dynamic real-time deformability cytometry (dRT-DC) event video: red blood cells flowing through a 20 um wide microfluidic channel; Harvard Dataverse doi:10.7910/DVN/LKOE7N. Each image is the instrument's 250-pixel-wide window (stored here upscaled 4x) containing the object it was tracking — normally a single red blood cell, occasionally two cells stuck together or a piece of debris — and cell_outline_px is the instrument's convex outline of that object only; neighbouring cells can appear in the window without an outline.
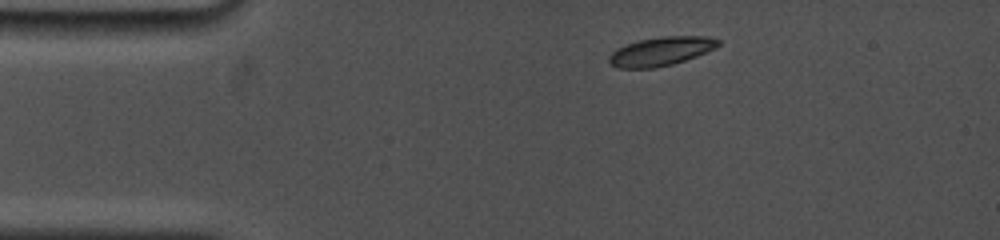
{"species": "common noctule bat (a hibernating species)", "species_latin": "Nyctalus noctula", "temperature_condition": "cold", "stored_images_in_passage": 70, "camera_frame_rate_fps": 5000, "um_per_image_px": 0.085, "animal": {"sex": "female", "body_mass_g": 19.0, "forearm_length_mm": 53.3}, "frame": {"image": 1, "passage_image": 1, "time_ms": 0.0, "image_size_px": [1000, 240], "cell_outline_px": [[720, 44], [716, 48], [696, 56], [672, 64], [656, 68], [616, 68], [608, 60], [608, 56], [616, 48], [640, 40], [664, 36], [708, 36], [720, 40]], "centroid_in_image_um": [56.19, 4.36], "position_along_channel_um": 28.8, "area_um2": 18.26}}
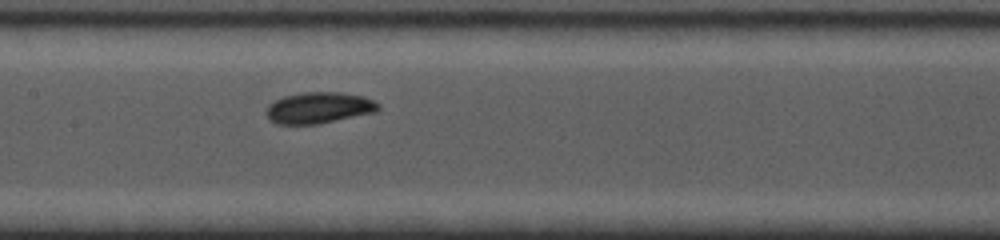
{"frame": {"image": 2, "passage_image": 30, "time_ms": 5.4, "image_size_px": [1000, 240], "cell_outline_px": [[380, 108], [376, 112], [320, 124], [276, 124], [268, 120], [268, 104], [284, 96], [304, 92], [340, 92], [364, 96], [380, 104]], "centroid_in_image_um": [27.13, 9.17], "position_along_channel_um": 180.3, "area_um2": 20.46}}
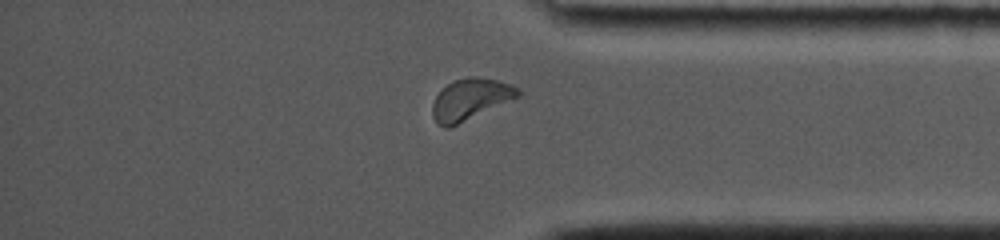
{"frame": {"image": 3, "passage_image": 58, "time_ms": 11.2, "image_size_px": [1000, 240], "cell_outline_px": [[520, 96], [512, 100], [448, 128], [444, 128], [436, 124], [432, 116], [432, 104], [436, 96], [448, 84], [456, 80], [468, 76], [476, 76], [496, 80], [520, 88]], "centroid_in_image_um": [39.97, 8.45], "position_along_channel_um": 395.2, "area_um2": 20.4}, "authors_computed_cell_mechanics": {"area_um2": 19.7387, "velocity_mm_per_s": 3.73, "shape_relaxation_time_tau1_ms": 1.8867, "shape_relaxation_time_tau2_ms": null, "deformation_change_tau1": 0.1089, "deformation_change_tau2": null}}